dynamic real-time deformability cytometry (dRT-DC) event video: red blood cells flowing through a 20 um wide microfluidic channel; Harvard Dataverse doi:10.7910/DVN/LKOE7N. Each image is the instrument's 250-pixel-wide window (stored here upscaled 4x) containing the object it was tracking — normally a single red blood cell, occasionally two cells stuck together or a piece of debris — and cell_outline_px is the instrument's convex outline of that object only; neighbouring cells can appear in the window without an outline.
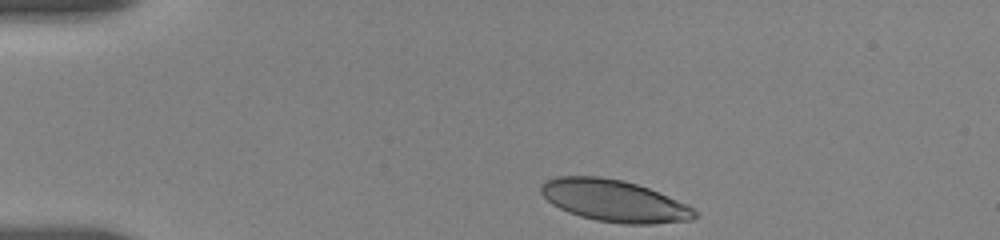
{"species": "human", "species_latin": "Homo sapiens", "temperature_condition": "room temperature", "stored_images_in_passage": 39, "camera_frame_rate_fps": 3000, "um_per_image_px": 0.085, "donor": {"sex": "female"}, "frame": {"image": 1, "passage_image": 1, "time_ms": 0.0, "image_size_px": [1000, 240], "cell_outline_px": [[700, 216], [692, 220], [652, 224], [624, 224], [596, 220], [580, 216], [568, 212], [552, 204], [540, 192], [540, 184], [548, 180], [560, 176], [600, 176], [624, 180], [648, 188], [688, 204], [700, 212]], "centroid_in_image_um": [52.26, 17.07], "position_along_channel_um": 32.7, "area_um2": 37.69}}
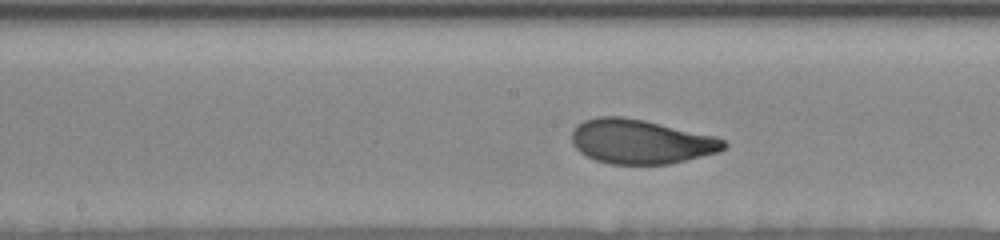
{"frame": {"image": 2, "passage_image": 24, "time_ms": 6.0, "image_size_px": [1000, 240], "cell_outline_px": [[728, 148], [720, 152], [668, 164], [612, 164], [596, 160], [580, 152], [572, 144], [572, 132], [576, 124], [584, 120], [596, 116], [624, 116], [644, 120], [716, 136], [724, 140], [728, 144]], "centroid_in_image_um": [54.48, 12.03], "position_along_channel_um": 193.7, "area_um2": 39.54}}
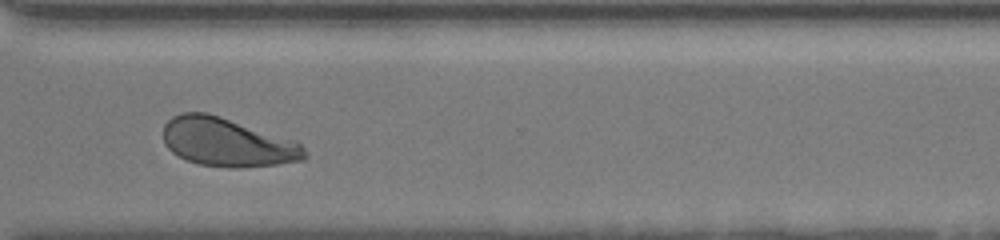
{"frame": {"image": 3, "passage_image": 38, "time_ms": 10.333, "image_size_px": [1000, 240], "cell_outline_px": [[308, 156], [304, 160], [276, 164], [240, 168], [232, 168], [200, 164], [188, 160], [172, 152], [164, 144], [164, 124], [172, 116], [184, 112], [208, 112], [296, 140], [304, 148]], "centroid_in_image_um": [19.34, 12.08], "position_along_channel_um": 351.3, "area_um2": 40.17}}